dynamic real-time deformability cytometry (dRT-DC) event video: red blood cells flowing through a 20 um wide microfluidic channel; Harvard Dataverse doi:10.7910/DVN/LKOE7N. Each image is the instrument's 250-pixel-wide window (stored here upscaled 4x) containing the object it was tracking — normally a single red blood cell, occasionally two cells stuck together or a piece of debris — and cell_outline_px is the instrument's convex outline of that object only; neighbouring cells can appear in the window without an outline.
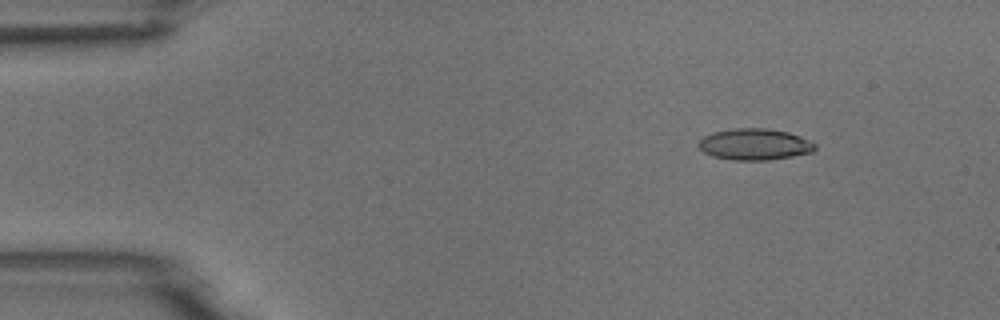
{"species": "common noctule bat (a hibernating species)", "species_latin": "Nyctalus noctula", "temperature_condition": "room temperature", "stored_images_in_passage": 4, "camera_frame_rate_fps": 3000, "um_per_image_px": 0.085, "animal": {"sex": "male", "body_mass_g": 18.8}, "frame": {"image": 1, "passage_image": 2, "time_ms": 2.0, "image_size_px": [1000, 320], "cell_outline_px": [[816, 148], [812, 152], [792, 156], [768, 160], [732, 160], [712, 156], [704, 152], [700, 148], [700, 140], [704, 136], [712, 132], [732, 128], [768, 128], [788, 132], [800, 136], [816, 144]], "centroid_in_image_um": [64.15, 12.26], "position_along_channel_um": 20.9, "area_um2": 21.27}}
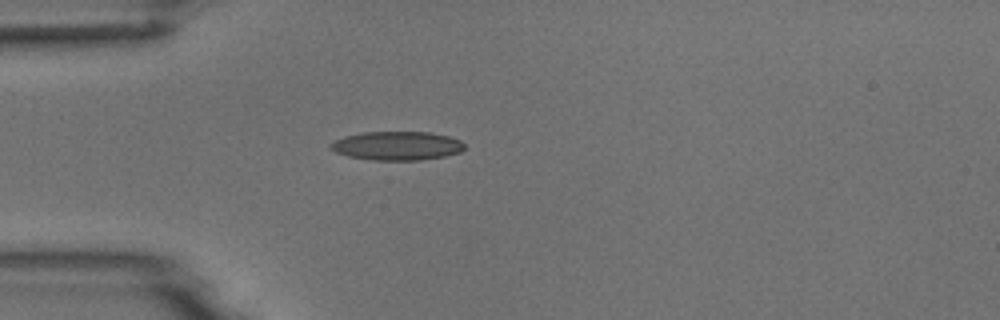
{"frame": {"image": 2, "passage_image": 4, "time_ms": 4.667, "image_size_px": [1000, 320], "cell_outline_px": [[464, 148], [460, 152], [444, 156], [420, 160], [372, 160], [348, 156], [336, 152], [328, 148], [328, 144], [344, 136], [364, 132], [428, 132], [448, 136], [460, 140], [464, 144]], "centroid_in_image_um": [33.71, 12.39], "position_along_channel_um": 51.3, "area_um2": 22.43}}